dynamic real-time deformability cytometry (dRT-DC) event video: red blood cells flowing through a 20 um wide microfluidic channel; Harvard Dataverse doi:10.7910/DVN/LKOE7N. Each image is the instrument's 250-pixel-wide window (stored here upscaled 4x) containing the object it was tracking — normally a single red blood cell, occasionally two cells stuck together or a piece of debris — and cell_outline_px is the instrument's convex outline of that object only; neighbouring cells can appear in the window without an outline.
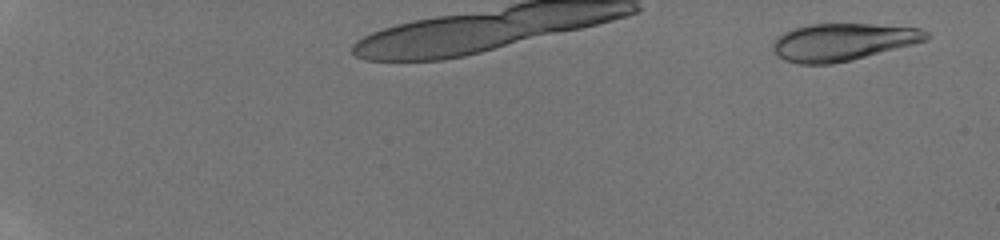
{"species": "human", "species_latin": "Homo sapiens", "temperature_condition": "room temperature", "stored_images_in_passage": 7, "camera_frame_rate_fps": 3000, "um_per_image_px": 0.085, "donor": {"sex": "male"}, "frame": {"image": 1, "passage_image": 2, "time_ms": 0.667, "image_size_px": [1000, 240], "cell_outline_px": [[932, 36], [928, 40], [852, 60], [832, 64], [800, 64], [784, 60], [776, 56], [772, 52], [772, 40], [776, 36], [792, 28], [808, 24], [872, 24], [920, 28], [928, 32]], "centroid_in_image_um": [71.58, 3.57], "position_along_channel_um": 13.4, "area_um2": 33.76}}
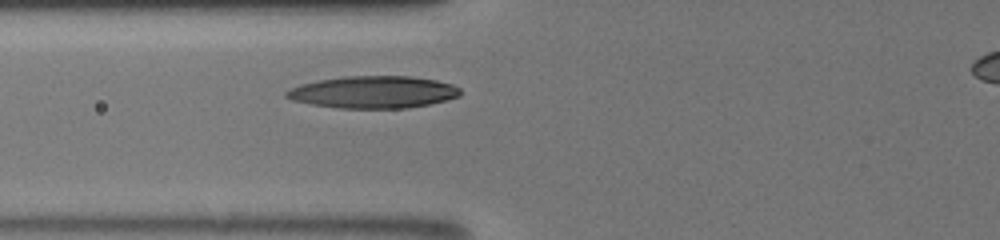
{"frame": {"image": 2, "passage_image": 7, "time_ms": 4.333, "image_size_px": [1000, 240], "cell_outline_px": [[460, 96], [448, 100], [432, 104], [408, 108], [340, 108], [312, 104], [292, 100], [284, 96], [284, 92], [300, 84], [316, 80], [344, 76], [412, 76], [436, 80], [452, 84], [460, 88]], "centroid_in_image_um": [31.75, 7.82], "position_along_channel_um": 94.0, "area_um2": 32.83}}